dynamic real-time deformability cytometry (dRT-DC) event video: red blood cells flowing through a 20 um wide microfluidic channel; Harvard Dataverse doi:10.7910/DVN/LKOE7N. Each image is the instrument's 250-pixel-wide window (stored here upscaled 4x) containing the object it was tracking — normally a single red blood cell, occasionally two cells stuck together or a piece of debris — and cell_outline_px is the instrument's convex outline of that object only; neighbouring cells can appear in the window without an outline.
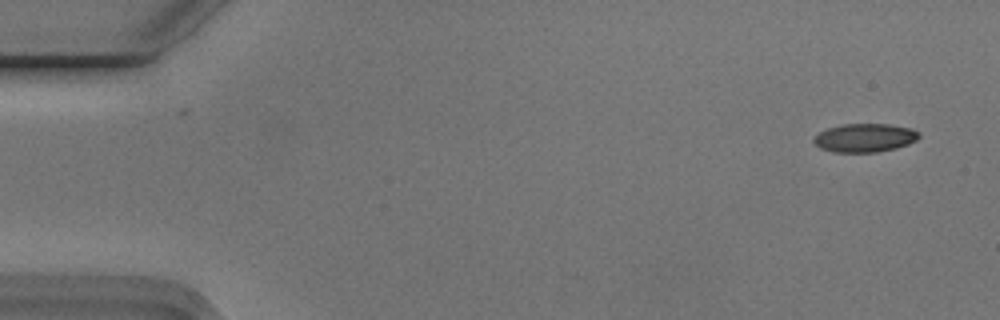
{"species": "Egyptian fruit bat (a non-hibernating species)", "species_latin": "Rousettus aegyptiacus", "temperature_condition": "cold", "stored_images_in_passage": 5, "camera_frame_rate_fps": 3000, "um_per_image_px": 0.085, "animal": {"sex": "male"}, "frame": {"image": 1, "passage_image": 1, "time_ms": 0.0, "image_size_px": [1000, 320], "cell_outline_px": [[920, 136], [916, 140], [908, 144], [896, 148], [876, 152], [832, 152], [820, 148], [812, 140], [820, 132], [828, 128], [844, 124], [888, 124], [912, 128], [920, 132]], "centroid_in_image_um": [73.53, 11.71], "position_along_channel_um": 11.5, "area_um2": 17.46}}
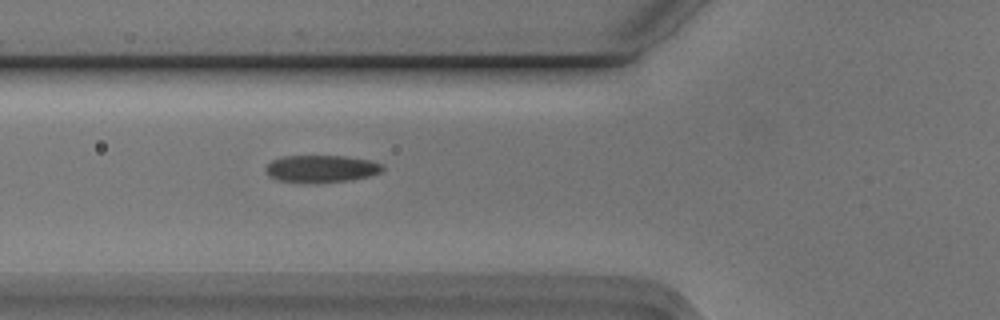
{"frame": {"image": 2, "passage_image": 5, "time_ms": 1.333, "image_size_px": [1000, 320], "cell_outline_px": [[384, 168], [380, 172], [368, 176], [352, 180], [276, 180], [268, 176], [264, 168], [272, 160], [284, 156], [344, 156], [368, 160], [384, 164]], "centroid_in_image_um": [27.31, 14.3], "position_along_channel_um": 98.5, "area_um2": 17.74}}